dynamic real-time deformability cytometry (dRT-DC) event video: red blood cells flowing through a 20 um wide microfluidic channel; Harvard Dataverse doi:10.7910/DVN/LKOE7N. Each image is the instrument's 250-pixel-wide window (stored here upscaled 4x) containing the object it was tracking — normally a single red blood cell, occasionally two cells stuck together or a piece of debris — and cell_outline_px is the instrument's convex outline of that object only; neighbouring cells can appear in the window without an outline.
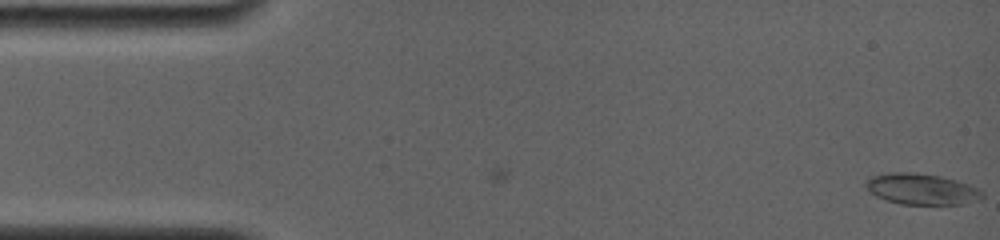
{"species": "common noctule bat (a hibernating species)", "species_latin": "Nyctalus noctula", "temperature_condition": "room temperature", "stored_images_in_passage": 6, "camera_frame_rate_fps": 4000, "um_per_image_px": 0.085, "animal": {"sex": "female", "body_mass_g": 19.0, "forearm_length_mm": 56.7}, "frame": {"image": 1, "passage_image": 6, "time_ms": 1.25, "image_size_px": [1000, 240], "cell_outline_px": [[984, 196], [976, 200], [960, 204], [900, 204], [876, 196], [864, 184], [872, 176], [892, 172], [912, 172], [940, 176], [956, 180], [968, 184], [984, 192]], "centroid_in_image_um": [78.35, 16.07], "position_along_channel_um": 6.7, "area_um2": 20.69}}